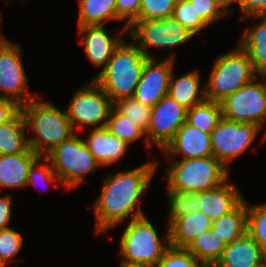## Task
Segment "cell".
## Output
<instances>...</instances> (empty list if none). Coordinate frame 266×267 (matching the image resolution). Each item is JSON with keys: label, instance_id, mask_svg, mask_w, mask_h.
Segmentation results:
<instances>
[{"label": "cell", "instance_id": "6da1fadb", "mask_svg": "<svg viewBox=\"0 0 266 267\" xmlns=\"http://www.w3.org/2000/svg\"><path fill=\"white\" fill-rule=\"evenodd\" d=\"M158 166V161L153 159L105 178L101 193L93 204L97 234L117 227L129 218L131 221L145 216L140 206L141 197L145 195Z\"/></svg>", "mask_w": 266, "mask_h": 267}, {"label": "cell", "instance_id": "7a4b0ae2", "mask_svg": "<svg viewBox=\"0 0 266 267\" xmlns=\"http://www.w3.org/2000/svg\"><path fill=\"white\" fill-rule=\"evenodd\" d=\"M39 99V100H38ZM38 96L20 107L28 131L36 136L28 138L29 147L45 156L56 145L75 133L65 110ZM30 129V130H29Z\"/></svg>", "mask_w": 266, "mask_h": 267}, {"label": "cell", "instance_id": "3957f363", "mask_svg": "<svg viewBox=\"0 0 266 267\" xmlns=\"http://www.w3.org/2000/svg\"><path fill=\"white\" fill-rule=\"evenodd\" d=\"M147 59L134 42L124 39L93 80L113 103L132 97Z\"/></svg>", "mask_w": 266, "mask_h": 267}, {"label": "cell", "instance_id": "277c9868", "mask_svg": "<svg viewBox=\"0 0 266 267\" xmlns=\"http://www.w3.org/2000/svg\"><path fill=\"white\" fill-rule=\"evenodd\" d=\"M173 165L165 172L167 189L179 192L199 193L213 189L230 176L228 170L215 156L192 159H167Z\"/></svg>", "mask_w": 266, "mask_h": 267}, {"label": "cell", "instance_id": "5b68a950", "mask_svg": "<svg viewBox=\"0 0 266 267\" xmlns=\"http://www.w3.org/2000/svg\"><path fill=\"white\" fill-rule=\"evenodd\" d=\"M205 83L206 99L221 102L251 82L257 75L247 52L238 47L217 56Z\"/></svg>", "mask_w": 266, "mask_h": 267}, {"label": "cell", "instance_id": "8992f818", "mask_svg": "<svg viewBox=\"0 0 266 267\" xmlns=\"http://www.w3.org/2000/svg\"><path fill=\"white\" fill-rule=\"evenodd\" d=\"M65 190L82 184L86 175L101 166L76 132L45 155Z\"/></svg>", "mask_w": 266, "mask_h": 267}, {"label": "cell", "instance_id": "52a82bcc", "mask_svg": "<svg viewBox=\"0 0 266 267\" xmlns=\"http://www.w3.org/2000/svg\"><path fill=\"white\" fill-rule=\"evenodd\" d=\"M119 246L121 260L154 267L170 247L169 228L163 241L146 215L129 220Z\"/></svg>", "mask_w": 266, "mask_h": 267}, {"label": "cell", "instance_id": "ba28073f", "mask_svg": "<svg viewBox=\"0 0 266 267\" xmlns=\"http://www.w3.org/2000/svg\"><path fill=\"white\" fill-rule=\"evenodd\" d=\"M127 34L147 58H159L150 48L169 49L186 43L195 35L182 26L173 16L164 19L136 20Z\"/></svg>", "mask_w": 266, "mask_h": 267}, {"label": "cell", "instance_id": "9c48e42d", "mask_svg": "<svg viewBox=\"0 0 266 267\" xmlns=\"http://www.w3.org/2000/svg\"><path fill=\"white\" fill-rule=\"evenodd\" d=\"M113 106L110 97L91 79L76 90L65 112L73 130L76 127L101 128L107 125Z\"/></svg>", "mask_w": 266, "mask_h": 267}, {"label": "cell", "instance_id": "30bf717a", "mask_svg": "<svg viewBox=\"0 0 266 267\" xmlns=\"http://www.w3.org/2000/svg\"><path fill=\"white\" fill-rule=\"evenodd\" d=\"M222 116L228 120L252 123L260 127L266 124V76L255 77L251 82L227 96L221 102ZM266 131V130H265ZM262 140L266 139V132Z\"/></svg>", "mask_w": 266, "mask_h": 267}, {"label": "cell", "instance_id": "8fae6325", "mask_svg": "<svg viewBox=\"0 0 266 267\" xmlns=\"http://www.w3.org/2000/svg\"><path fill=\"white\" fill-rule=\"evenodd\" d=\"M260 130L255 124L222 117L210 134L213 156L229 170V164L252 146Z\"/></svg>", "mask_w": 266, "mask_h": 267}, {"label": "cell", "instance_id": "7c38bea8", "mask_svg": "<svg viewBox=\"0 0 266 267\" xmlns=\"http://www.w3.org/2000/svg\"><path fill=\"white\" fill-rule=\"evenodd\" d=\"M21 49L7 37L0 42V97L13 100L20 107L37 97L27 90L28 78Z\"/></svg>", "mask_w": 266, "mask_h": 267}, {"label": "cell", "instance_id": "4fadbf2b", "mask_svg": "<svg viewBox=\"0 0 266 267\" xmlns=\"http://www.w3.org/2000/svg\"><path fill=\"white\" fill-rule=\"evenodd\" d=\"M187 109L169 94L151 108L150 122L146 131L148 144L162 151L174 138L177 130L186 122Z\"/></svg>", "mask_w": 266, "mask_h": 267}, {"label": "cell", "instance_id": "5bb4252c", "mask_svg": "<svg viewBox=\"0 0 266 267\" xmlns=\"http://www.w3.org/2000/svg\"><path fill=\"white\" fill-rule=\"evenodd\" d=\"M175 54L160 58H148L143 66L140 80L133 97L140 103L154 107L168 95L169 82L174 70Z\"/></svg>", "mask_w": 266, "mask_h": 267}, {"label": "cell", "instance_id": "9a60e30c", "mask_svg": "<svg viewBox=\"0 0 266 267\" xmlns=\"http://www.w3.org/2000/svg\"><path fill=\"white\" fill-rule=\"evenodd\" d=\"M78 32L82 37L80 41L84 46V53L93 66L104 68L111 58L114 50L124 40L122 32L127 33V28L122 26V30L110 35L105 25H88L78 27Z\"/></svg>", "mask_w": 266, "mask_h": 267}, {"label": "cell", "instance_id": "2e32d148", "mask_svg": "<svg viewBox=\"0 0 266 267\" xmlns=\"http://www.w3.org/2000/svg\"><path fill=\"white\" fill-rule=\"evenodd\" d=\"M161 153L167 159L175 160L178 156H182L181 159L211 156V135L185 122Z\"/></svg>", "mask_w": 266, "mask_h": 267}, {"label": "cell", "instance_id": "e0dca14e", "mask_svg": "<svg viewBox=\"0 0 266 267\" xmlns=\"http://www.w3.org/2000/svg\"><path fill=\"white\" fill-rule=\"evenodd\" d=\"M214 267H266V255L246 232L242 237L226 244Z\"/></svg>", "mask_w": 266, "mask_h": 267}, {"label": "cell", "instance_id": "ac0fdd59", "mask_svg": "<svg viewBox=\"0 0 266 267\" xmlns=\"http://www.w3.org/2000/svg\"><path fill=\"white\" fill-rule=\"evenodd\" d=\"M229 179L213 189L198 193L199 211L212 221L232 211L244 199Z\"/></svg>", "mask_w": 266, "mask_h": 267}, {"label": "cell", "instance_id": "d6986e66", "mask_svg": "<svg viewBox=\"0 0 266 267\" xmlns=\"http://www.w3.org/2000/svg\"><path fill=\"white\" fill-rule=\"evenodd\" d=\"M89 130L84 142L99 165L104 167L113 163L119 164L118 160L125 156L129 145L112 135L106 126Z\"/></svg>", "mask_w": 266, "mask_h": 267}, {"label": "cell", "instance_id": "ffe728a7", "mask_svg": "<svg viewBox=\"0 0 266 267\" xmlns=\"http://www.w3.org/2000/svg\"><path fill=\"white\" fill-rule=\"evenodd\" d=\"M39 156L31 148L22 153L0 155V188H26L30 165Z\"/></svg>", "mask_w": 266, "mask_h": 267}, {"label": "cell", "instance_id": "44dd1931", "mask_svg": "<svg viewBox=\"0 0 266 267\" xmlns=\"http://www.w3.org/2000/svg\"><path fill=\"white\" fill-rule=\"evenodd\" d=\"M212 220L201 211L178 217L168 225L170 246L187 248L202 232L212 227Z\"/></svg>", "mask_w": 266, "mask_h": 267}, {"label": "cell", "instance_id": "7402d4cb", "mask_svg": "<svg viewBox=\"0 0 266 267\" xmlns=\"http://www.w3.org/2000/svg\"><path fill=\"white\" fill-rule=\"evenodd\" d=\"M258 20L253 27H246L239 45L247 52L256 75L266 76V17H250ZM260 21V22H259Z\"/></svg>", "mask_w": 266, "mask_h": 267}, {"label": "cell", "instance_id": "603a6c76", "mask_svg": "<svg viewBox=\"0 0 266 267\" xmlns=\"http://www.w3.org/2000/svg\"><path fill=\"white\" fill-rule=\"evenodd\" d=\"M202 87L199 70H192L179 77L172 71L168 94L180 105L190 109L206 99L205 87Z\"/></svg>", "mask_w": 266, "mask_h": 267}, {"label": "cell", "instance_id": "cb8c5ba5", "mask_svg": "<svg viewBox=\"0 0 266 267\" xmlns=\"http://www.w3.org/2000/svg\"><path fill=\"white\" fill-rule=\"evenodd\" d=\"M211 230L226 244L247 232V201L242 200L232 211L212 222Z\"/></svg>", "mask_w": 266, "mask_h": 267}, {"label": "cell", "instance_id": "d4e9b609", "mask_svg": "<svg viewBox=\"0 0 266 267\" xmlns=\"http://www.w3.org/2000/svg\"><path fill=\"white\" fill-rule=\"evenodd\" d=\"M27 127L21 111L10 121L0 125V155L26 152L30 147Z\"/></svg>", "mask_w": 266, "mask_h": 267}, {"label": "cell", "instance_id": "484cf974", "mask_svg": "<svg viewBox=\"0 0 266 267\" xmlns=\"http://www.w3.org/2000/svg\"><path fill=\"white\" fill-rule=\"evenodd\" d=\"M78 27L104 25L105 22L118 20L116 0H78Z\"/></svg>", "mask_w": 266, "mask_h": 267}, {"label": "cell", "instance_id": "4316f807", "mask_svg": "<svg viewBox=\"0 0 266 267\" xmlns=\"http://www.w3.org/2000/svg\"><path fill=\"white\" fill-rule=\"evenodd\" d=\"M225 247L226 243L210 229L197 235L187 249L204 267H214Z\"/></svg>", "mask_w": 266, "mask_h": 267}, {"label": "cell", "instance_id": "83f0119b", "mask_svg": "<svg viewBox=\"0 0 266 267\" xmlns=\"http://www.w3.org/2000/svg\"><path fill=\"white\" fill-rule=\"evenodd\" d=\"M222 117L221 104L205 99L192 108L187 109L186 122L200 131L211 134Z\"/></svg>", "mask_w": 266, "mask_h": 267}, {"label": "cell", "instance_id": "f1b7e54d", "mask_svg": "<svg viewBox=\"0 0 266 267\" xmlns=\"http://www.w3.org/2000/svg\"><path fill=\"white\" fill-rule=\"evenodd\" d=\"M106 127L112 135L125 141L129 146L139 139H144L145 147L152 149L148 144L146 132L139 127L132 119L121 114L114 106L112 107Z\"/></svg>", "mask_w": 266, "mask_h": 267}, {"label": "cell", "instance_id": "f546056e", "mask_svg": "<svg viewBox=\"0 0 266 267\" xmlns=\"http://www.w3.org/2000/svg\"><path fill=\"white\" fill-rule=\"evenodd\" d=\"M247 233L266 255V203L254 206L247 202Z\"/></svg>", "mask_w": 266, "mask_h": 267}, {"label": "cell", "instance_id": "4dcf8cb0", "mask_svg": "<svg viewBox=\"0 0 266 267\" xmlns=\"http://www.w3.org/2000/svg\"><path fill=\"white\" fill-rule=\"evenodd\" d=\"M167 194L169 197V224L178 217L199 211L198 193L167 190Z\"/></svg>", "mask_w": 266, "mask_h": 267}, {"label": "cell", "instance_id": "1f68e13d", "mask_svg": "<svg viewBox=\"0 0 266 267\" xmlns=\"http://www.w3.org/2000/svg\"><path fill=\"white\" fill-rule=\"evenodd\" d=\"M39 183L40 184L44 183L45 185H47V187L48 186L52 187L53 184H54V187H58L62 185L51 163H49V159L43 155L39 156L30 165L26 187H28L29 185L38 186Z\"/></svg>", "mask_w": 266, "mask_h": 267}, {"label": "cell", "instance_id": "d6a6232c", "mask_svg": "<svg viewBox=\"0 0 266 267\" xmlns=\"http://www.w3.org/2000/svg\"><path fill=\"white\" fill-rule=\"evenodd\" d=\"M114 107L123 115L129 117L147 131L150 122L151 107L137 101L133 96L122 98L114 102Z\"/></svg>", "mask_w": 266, "mask_h": 267}, {"label": "cell", "instance_id": "836d02e7", "mask_svg": "<svg viewBox=\"0 0 266 267\" xmlns=\"http://www.w3.org/2000/svg\"><path fill=\"white\" fill-rule=\"evenodd\" d=\"M172 16L195 36L208 26L196 13L190 0H177Z\"/></svg>", "mask_w": 266, "mask_h": 267}, {"label": "cell", "instance_id": "e575fe53", "mask_svg": "<svg viewBox=\"0 0 266 267\" xmlns=\"http://www.w3.org/2000/svg\"><path fill=\"white\" fill-rule=\"evenodd\" d=\"M24 238L14 228L0 230V261L6 267L14 261L21 248L23 247Z\"/></svg>", "mask_w": 266, "mask_h": 267}, {"label": "cell", "instance_id": "d590c367", "mask_svg": "<svg viewBox=\"0 0 266 267\" xmlns=\"http://www.w3.org/2000/svg\"><path fill=\"white\" fill-rule=\"evenodd\" d=\"M154 267H204L187 248L170 246Z\"/></svg>", "mask_w": 266, "mask_h": 267}, {"label": "cell", "instance_id": "8d00e7d4", "mask_svg": "<svg viewBox=\"0 0 266 267\" xmlns=\"http://www.w3.org/2000/svg\"><path fill=\"white\" fill-rule=\"evenodd\" d=\"M177 0H141L139 20L164 19L172 16Z\"/></svg>", "mask_w": 266, "mask_h": 267}, {"label": "cell", "instance_id": "74e56055", "mask_svg": "<svg viewBox=\"0 0 266 267\" xmlns=\"http://www.w3.org/2000/svg\"><path fill=\"white\" fill-rule=\"evenodd\" d=\"M196 13L209 26L229 14L215 0H190Z\"/></svg>", "mask_w": 266, "mask_h": 267}, {"label": "cell", "instance_id": "f35d334b", "mask_svg": "<svg viewBox=\"0 0 266 267\" xmlns=\"http://www.w3.org/2000/svg\"><path fill=\"white\" fill-rule=\"evenodd\" d=\"M141 0H116V14L118 21L124 22L127 29L139 20Z\"/></svg>", "mask_w": 266, "mask_h": 267}, {"label": "cell", "instance_id": "ab89813d", "mask_svg": "<svg viewBox=\"0 0 266 267\" xmlns=\"http://www.w3.org/2000/svg\"><path fill=\"white\" fill-rule=\"evenodd\" d=\"M241 12L240 20L250 17H266V0H236Z\"/></svg>", "mask_w": 266, "mask_h": 267}, {"label": "cell", "instance_id": "60d3db41", "mask_svg": "<svg viewBox=\"0 0 266 267\" xmlns=\"http://www.w3.org/2000/svg\"><path fill=\"white\" fill-rule=\"evenodd\" d=\"M19 111L20 106L13 100L0 97V125L10 121Z\"/></svg>", "mask_w": 266, "mask_h": 267}, {"label": "cell", "instance_id": "b9f144b4", "mask_svg": "<svg viewBox=\"0 0 266 267\" xmlns=\"http://www.w3.org/2000/svg\"><path fill=\"white\" fill-rule=\"evenodd\" d=\"M12 196L7 194L0 196V230L9 228L12 216Z\"/></svg>", "mask_w": 266, "mask_h": 267}, {"label": "cell", "instance_id": "7bdbcfd3", "mask_svg": "<svg viewBox=\"0 0 266 267\" xmlns=\"http://www.w3.org/2000/svg\"><path fill=\"white\" fill-rule=\"evenodd\" d=\"M229 15L235 13L233 7H231L232 3H236V0H215ZM231 3V4H230Z\"/></svg>", "mask_w": 266, "mask_h": 267}, {"label": "cell", "instance_id": "ee69618b", "mask_svg": "<svg viewBox=\"0 0 266 267\" xmlns=\"http://www.w3.org/2000/svg\"><path fill=\"white\" fill-rule=\"evenodd\" d=\"M120 265L121 267H153L145 263L130 262V261H125V260H121Z\"/></svg>", "mask_w": 266, "mask_h": 267}, {"label": "cell", "instance_id": "f6af8a7d", "mask_svg": "<svg viewBox=\"0 0 266 267\" xmlns=\"http://www.w3.org/2000/svg\"><path fill=\"white\" fill-rule=\"evenodd\" d=\"M0 19H1V12H0ZM1 32V31H0ZM5 39V36L2 34V33H0V42L2 41V40H4Z\"/></svg>", "mask_w": 266, "mask_h": 267}, {"label": "cell", "instance_id": "bcb514c9", "mask_svg": "<svg viewBox=\"0 0 266 267\" xmlns=\"http://www.w3.org/2000/svg\"><path fill=\"white\" fill-rule=\"evenodd\" d=\"M0 267H5L3 264H2V262L0 261Z\"/></svg>", "mask_w": 266, "mask_h": 267}]
</instances>
